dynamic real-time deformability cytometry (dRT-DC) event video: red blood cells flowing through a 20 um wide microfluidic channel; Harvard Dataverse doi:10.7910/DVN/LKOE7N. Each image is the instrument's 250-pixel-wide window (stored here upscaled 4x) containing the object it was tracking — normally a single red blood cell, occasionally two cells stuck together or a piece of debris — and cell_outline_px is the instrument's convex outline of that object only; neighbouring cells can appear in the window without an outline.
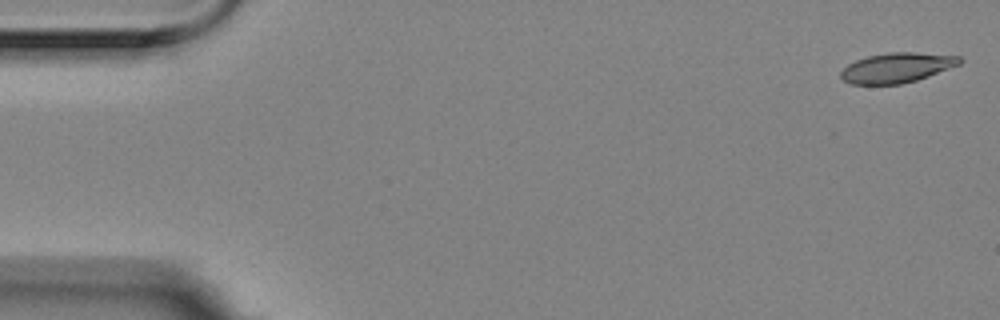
{"species": "Egyptian fruit bat (a non-hibernating species)", "species_latin": "Rousettus aegyptiacus", "temperature_condition": "room temperature", "stored_images_in_passage": 6, "segment_of_instrument_passage": [2, 2], "camera_frame_rate_fps": 3000, "um_per_image_px": 0.085, "animal": {"sex": "female"}, "frame": {"image": 1, "passage_image": 6, "time_ms": 1.667, "image_size_px": [1000, 320], "cell_outline_px": [[964, 60], [960, 64], [928, 76], [916, 80], [900, 84], [852, 84], [844, 80], [840, 76], [840, 72], [848, 64], [856, 60], [868, 56], [888, 52], [916, 52], [960, 56]], "centroid_in_image_um": [76.24, 5.74], "position_along_channel_um": 8.8, "area_um2": 20.63}}